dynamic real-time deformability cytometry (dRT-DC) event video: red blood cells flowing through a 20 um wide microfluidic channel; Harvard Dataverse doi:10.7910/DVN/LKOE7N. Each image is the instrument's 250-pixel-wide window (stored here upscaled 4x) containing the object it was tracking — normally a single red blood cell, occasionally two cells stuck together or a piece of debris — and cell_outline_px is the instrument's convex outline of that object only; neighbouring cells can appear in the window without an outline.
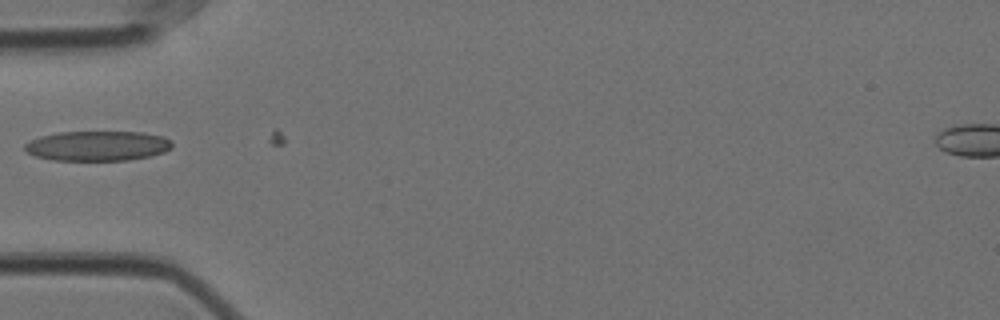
{"species": "Egyptian fruit bat (a non-hibernating species)", "species_latin": "Rousettus aegyptiacus", "temperature_condition": "cold", "stored_images_in_passage": 3, "camera_frame_rate_fps": 3000, "um_per_image_px": 0.085, "animal": {"sex": "female"}, "frame": {"image": 1, "passage_image": 2, "time_ms": 0.333, "image_size_px": [1000, 320], "cell_outline_px": [[172, 148], [164, 152], [152, 156], [128, 160], [52, 160], [36, 156], [28, 152], [24, 148], [24, 144], [40, 136], [60, 132], [140, 132], [164, 136], [172, 140]], "centroid_in_image_um": [8.33, 12.4], "position_along_channel_um": 76.7, "area_um2": 25.72}}